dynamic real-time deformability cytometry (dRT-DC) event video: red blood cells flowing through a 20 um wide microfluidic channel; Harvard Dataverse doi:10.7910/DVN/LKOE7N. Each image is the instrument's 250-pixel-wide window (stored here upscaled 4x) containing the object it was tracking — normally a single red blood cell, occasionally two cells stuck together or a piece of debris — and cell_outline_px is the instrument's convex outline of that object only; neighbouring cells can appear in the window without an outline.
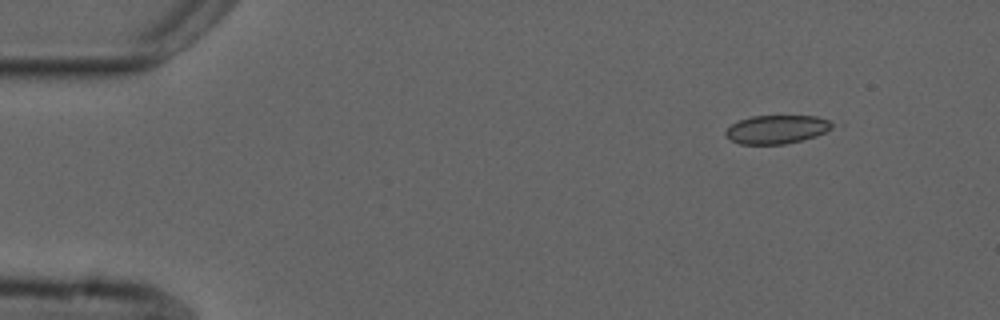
{"species": "common noctule bat (a hibernating species)", "species_latin": "Nyctalus noctula", "temperature_condition": "cold", "stored_images_in_passage": 4, "camera_frame_rate_fps": 3000, "um_per_image_px": 0.085, "animal": {"sex": "male", "forearm_length_mm": 52.5}, "frame": {"image": 1, "passage_image": 1, "time_ms": 0.0, "image_size_px": [1000, 320], "cell_outline_px": [[844, 124], [816, 136], [804, 140], [784, 144], [740, 144], [724, 136], [724, 132], [732, 124], [740, 120], [752, 116], [816, 116]], "centroid_in_image_um": [66.14, 10.99], "position_along_channel_um": 18.9, "area_um2": 18.15}}